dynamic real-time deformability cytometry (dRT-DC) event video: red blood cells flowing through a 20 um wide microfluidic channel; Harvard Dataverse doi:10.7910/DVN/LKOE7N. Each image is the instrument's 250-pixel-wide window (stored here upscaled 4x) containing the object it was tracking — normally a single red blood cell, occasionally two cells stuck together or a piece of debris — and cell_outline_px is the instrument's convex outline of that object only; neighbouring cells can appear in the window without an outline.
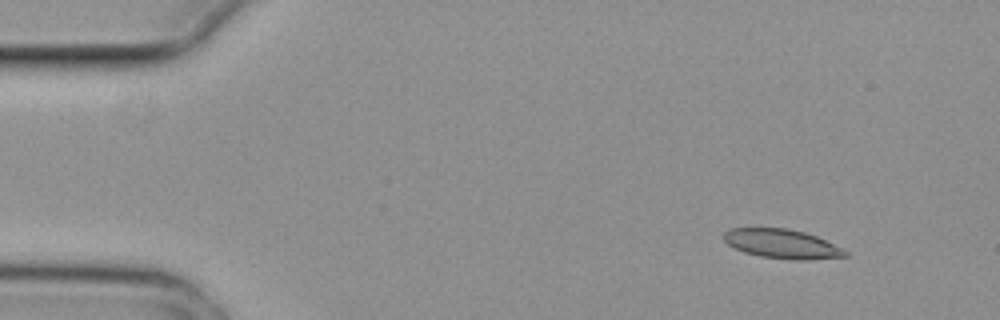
{"species": "common noctule bat (a hibernating species)", "species_latin": "Nyctalus noctula", "temperature_condition": "cold", "stored_images_in_passage": 4, "camera_frame_rate_fps": 3000, "um_per_image_px": 0.085, "animal": {"sex": "female", "body_mass_g": 29.2, "forearm_length_mm": 56.3}, "frame": {"image": 1, "passage_image": 2, "time_ms": 0.333, "image_size_px": [1000, 320], "cell_outline_px": [[848, 256], [804, 260], [792, 260], [760, 256], [744, 252], [728, 244], [720, 236], [728, 228], [788, 228], [804, 232], [816, 236], [844, 248], [848, 252]], "centroid_in_image_um": [66.46, 20.72], "position_along_channel_um": 18.5, "area_um2": 20.81}}
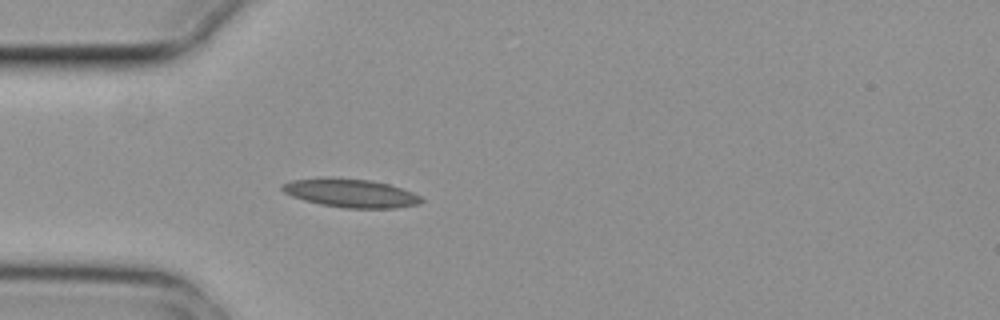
{"frame": {"image": 2, "passage_image": 4, "time_ms": 1.0, "image_size_px": [1000, 320], "cell_outline_px": [[424, 200], [420, 204], [396, 208], [344, 208], [320, 204], [304, 200], [292, 196], [284, 192], [280, 188], [280, 184], [292, 180], [368, 180], [388, 184], [412, 192], [420, 196]], "centroid_in_image_um": [29.86, 16.46], "position_along_channel_um": 55.1, "area_um2": 22.2}}